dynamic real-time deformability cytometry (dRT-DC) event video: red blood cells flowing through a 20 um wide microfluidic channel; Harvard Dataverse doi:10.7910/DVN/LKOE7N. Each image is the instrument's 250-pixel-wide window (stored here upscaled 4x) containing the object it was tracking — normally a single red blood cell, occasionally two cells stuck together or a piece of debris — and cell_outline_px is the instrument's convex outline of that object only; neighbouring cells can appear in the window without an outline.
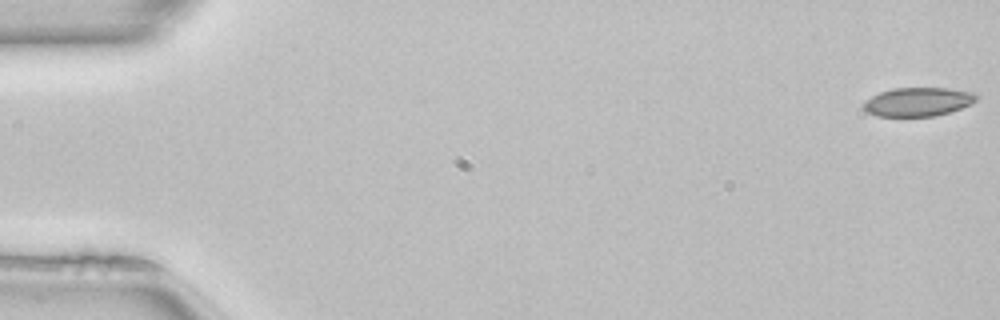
{"species": "common noctule bat (a hibernating species)", "species_latin": "Nyctalus noctula", "temperature_condition": "room temperature", "stored_images_in_passage": 47, "camera_frame_rate_fps": 3000, "um_per_image_px": 0.085, "animal": {"sex": "female", "body_mass_g": 22.7, "forearm_length_mm": 54.2}, "frame": {"image": 1, "passage_image": 1, "time_ms": 0.0, "image_size_px": [1000, 320], "cell_outline_px": [[980, 96], [976, 100], [960, 108], [936, 116], [876, 116], [868, 112], [864, 108], [864, 100], [880, 92], [892, 88], [948, 88], [976, 92]], "centroid_in_image_um": [78.04, 8.64], "position_along_channel_um": 7.0, "area_um2": 18.9}}
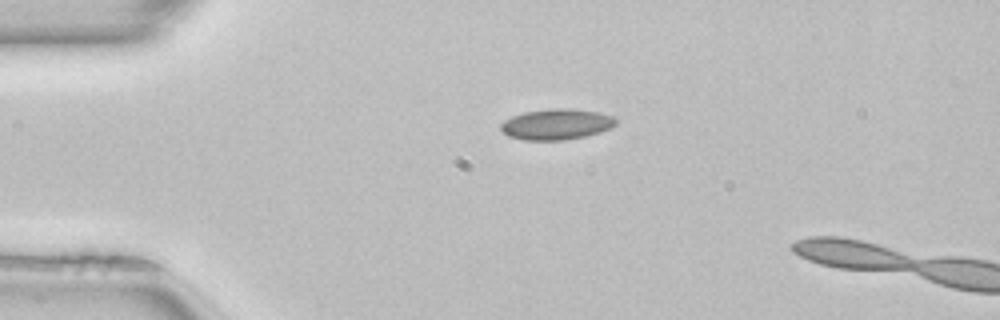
{"frame": {"image": 2, "passage_image": 12, "time_ms": 3.667, "image_size_px": [1000, 320], "cell_outline_px": [[616, 124], [612, 128], [600, 132], [584, 136], [564, 140], [524, 140], [508, 136], [500, 128], [500, 124], [504, 120], [512, 116], [524, 112], [552, 108], [572, 108], [600, 112], [612, 116], [616, 120]], "centroid_in_image_um": [47.3, 10.55], "position_along_channel_um": 37.7, "area_um2": 20.75}}
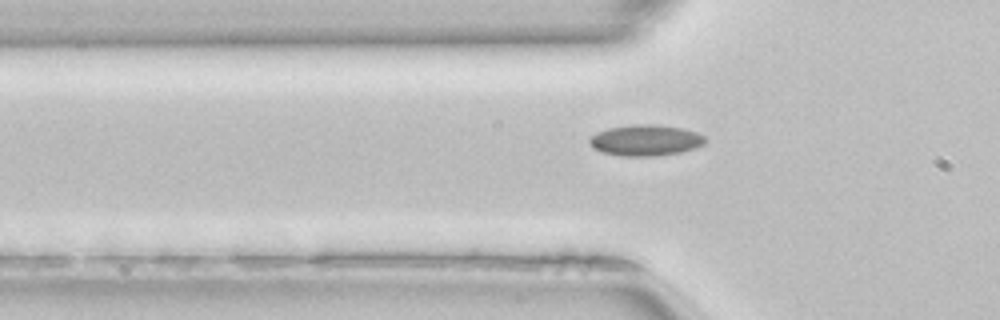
{"frame": {"image": 3, "passage_image": 17, "time_ms": 5.333, "image_size_px": [1000, 320], "cell_outline_px": [[704, 144], [696, 148], [680, 152], [656, 156], [620, 156], [600, 152], [592, 148], [588, 144], [588, 140], [596, 132], [608, 128], [632, 124], [652, 124], [684, 128], [696, 132], [704, 136]], "centroid_in_image_um": [54.83, 11.92], "position_along_channel_um": 71.0, "area_um2": 21.15}}